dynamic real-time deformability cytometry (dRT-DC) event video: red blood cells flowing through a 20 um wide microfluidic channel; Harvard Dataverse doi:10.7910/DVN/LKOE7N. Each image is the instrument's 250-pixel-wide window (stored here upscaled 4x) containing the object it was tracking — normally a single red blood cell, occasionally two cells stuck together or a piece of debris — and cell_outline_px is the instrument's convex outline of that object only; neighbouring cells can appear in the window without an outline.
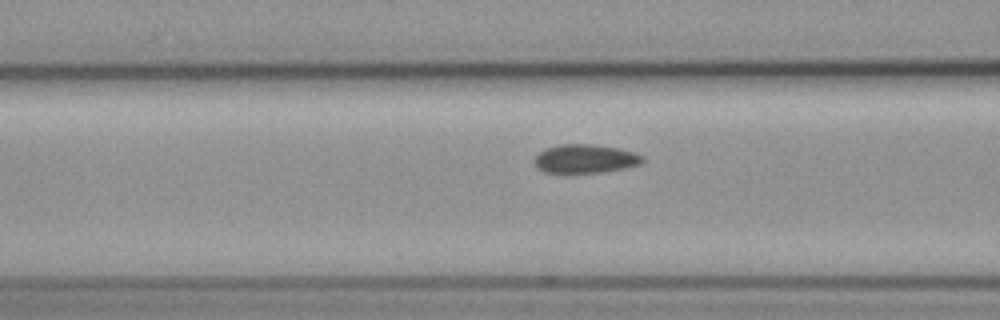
{"species": "common noctule bat (a hibernating species)", "species_latin": "Nyctalus noctula", "temperature_condition": "cold", "stored_images_in_passage": 13, "camera_frame_rate_fps": 3000, "um_per_image_px": 0.085, "animal": {"sex": "female", "body_mass_g": 19.3, "forearm_length_mm": 54.1}, "frame": {"image": 1, "passage_image": 11, "time_ms": 3.333, "image_size_px": [1000, 320], "cell_outline_px": [[644, 160], [640, 164], [624, 168], [600, 172], [544, 172], [536, 168], [532, 160], [544, 148], [560, 144], [592, 144], [620, 148], [644, 156]], "centroid_in_image_um": [49.71, 13.48], "position_along_channel_um": 116.9, "area_um2": 18.09}}